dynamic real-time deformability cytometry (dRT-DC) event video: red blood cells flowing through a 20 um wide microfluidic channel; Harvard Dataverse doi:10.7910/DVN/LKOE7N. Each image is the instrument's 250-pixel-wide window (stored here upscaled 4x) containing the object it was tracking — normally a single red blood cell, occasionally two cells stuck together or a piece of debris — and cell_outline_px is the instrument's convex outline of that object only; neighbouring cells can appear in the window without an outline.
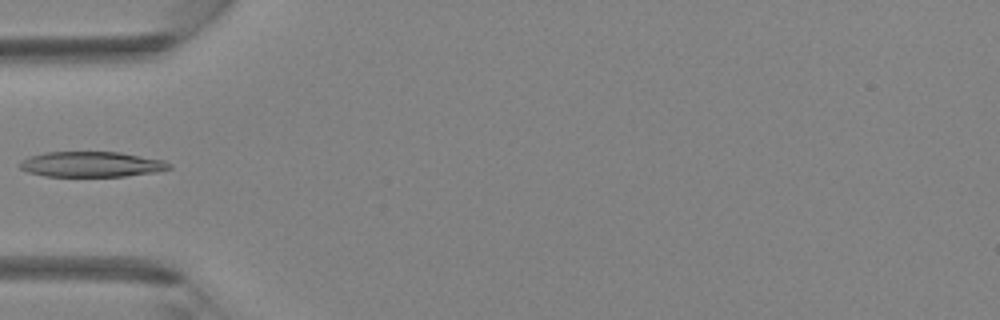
{"species": "Egyptian fruit bat (a non-hibernating species)", "species_latin": "Rousettus aegyptiacus", "temperature_condition": "room temperature", "stored_images_in_passage": 30, "camera_frame_rate_fps": 3000, "um_per_image_px": 0.085, "animal": {"sex": "female"}, "frame": {"image": 1, "passage_image": 1, "time_ms": 0.0, "image_size_px": [1000, 320], "cell_outline_px": [[172, 168], [156, 172], [124, 176], [44, 176], [28, 172], [20, 168], [20, 160], [44, 152], [120, 152], [164, 160], [172, 164]], "centroid_in_image_um": [7.8, 13.96], "position_along_channel_um": 77.2, "area_um2": 22.08}}
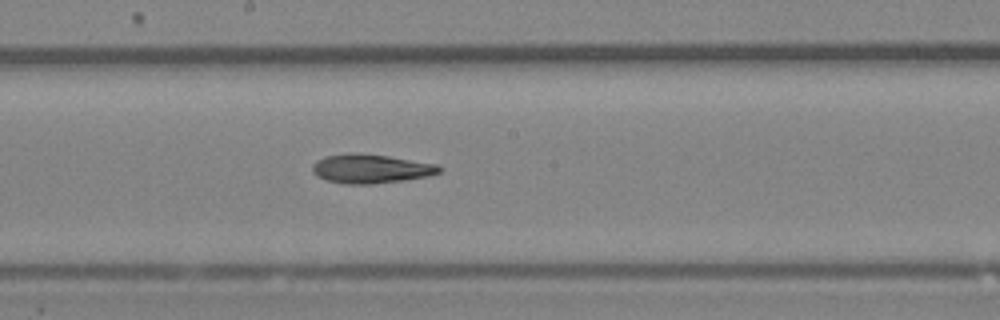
{"frame": {"image": 2, "passage_image": 10, "time_ms": 3.0, "image_size_px": [1000, 320], "cell_outline_px": [[444, 168], [440, 172], [428, 176], [404, 180], [372, 184], [344, 184], [324, 180], [316, 176], [312, 172], [312, 164], [316, 160], [324, 156], [348, 152], [388, 156], [436, 164]], "centroid_in_image_um": [31.47, 14.34], "position_along_channel_um": 216.7, "area_um2": 21.68}}
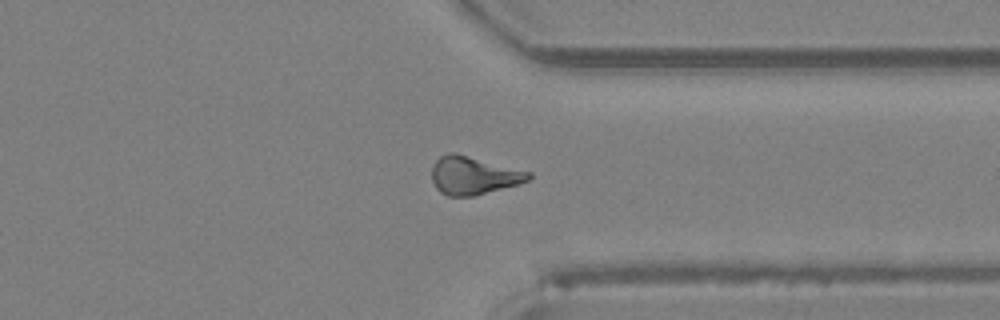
{"frame": {"image": 3, "passage_image": 20, "time_ms": 6.333, "image_size_px": [1000, 320], "cell_outline_px": [[532, 176], [528, 180], [520, 184], [472, 196], [448, 196], [440, 192], [436, 188], [432, 180], [432, 164], [440, 156], [448, 152], [456, 152], [532, 172]], "centroid_in_image_um": [40.24, 14.9], "position_along_channel_um": 371.2, "area_um2": 21.68}}